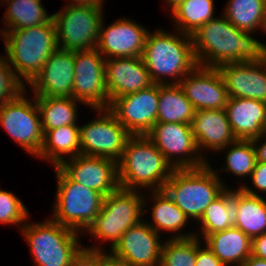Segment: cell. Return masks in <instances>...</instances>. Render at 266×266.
Listing matches in <instances>:
<instances>
[{
  "label": "cell",
  "mask_w": 266,
  "mask_h": 266,
  "mask_svg": "<svg viewBox=\"0 0 266 266\" xmlns=\"http://www.w3.org/2000/svg\"><path fill=\"white\" fill-rule=\"evenodd\" d=\"M222 17V18H221ZM191 34L196 61L200 66L218 68L235 62H260L266 58V44L236 28L224 15Z\"/></svg>",
  "instance_id": "cell-1"
},
{
  "label": "cell",
  "mask_w": 266,
  "mask_h": 266,
  "mask_svg": "<svg viewBox=\"0 0 266 266\" xmlns=\"http://www.w3.org/2000/svg\"><path fill=\"white\" fill-rule=\"evenodd\" d=\"M117 169L120 188L154 191L163 190L175 168L146 135H135L127 140Z\"/></svg>",
  "instance_id": "cell-2"
},
{
  "label": "cell",
  "mask_w": 266,
  "mask_h": 266,
  "mask_svg": "<svg viewBox=\"0 0 266 266\" xmlns=\"http://www.w3.org/2000/svg\"><path fill=\"white\" fill-rule=\"evenodd\" d=\"M142 59L155 84H179L198 65L191 35L179 31L177 35L162 30L149 32Z\"/></svg>",
  "instance_id": "cell-3"
},
{
  "label": "cell",
  "mask_w": 266,
  "mask_h": 266,
  "mask_svg": "<svg viewBox=\"0 0 266 266\" xmlns=\"http://www.w3.org/2000/svg\"><path fill=\"white\" fill-rule=\"evenodd\" d=\"M0 34L6 45L5 58L23 85L21 78L30 84L59 48L53 19L39 26L8 30Z\"/></svg>",
  "instance_id": "cell-4"
},
{
  "label": "cell",
  "mask_w": 266,
  "mask_h": 266,
  "mask_svg": "<svg viewBox=\"0 0 266 266\" xmlns=\"http://www.w3.org/2000/svg\"><path fill=\"white\" fill-rule=\"evenodd\" d=\"M209 163L197 168L174 169L163 190L189 219L200 220L205 209L225 190Z\"/></svg>",
  "instance_id": "cell-5"
},
{
  "label": "cell",
  "mask_w": 266,
  "mask_h": 266,
  "mask_svg": "<svg viewBox=\"0 0 266 266\" xmlns=\"http://www.w3.org/2000/svg\"><path fill=\"white\" fill-rule=\"evenodd\" d=\"M20 227L37 266H69L83 247L78 241L80 232L51 218L44 223H25Z\"/></svg>",
  "instance_id": "cell-6"
},
{
  "label": "cell",
  "mask_w": 266,
  "mask_h": 266,
  "mask_svg": "<svg viewBox=\"0 0 266 266\" xmlns=\"http://www.w3.org/2000/svg\"><path fill=\"white\" fill-rule=\"evenodd\" d=\"M139 193L138 190L119 187L104 197L99 214L84 231L100 240L110 241V247L113 248L128 228L142 221V211L147 199Z\"/></svg>",
  "instance_id": "cell-7"
},
{
  "label": "cell",
  "mask_w": 266,
  "mask_h": 266,
  "mask_svg": "<svg viewBox=\"0 0 266 266\" xmlns=\"http://www.w3.org/2000/svg\"><path fill=\"white\" fill-rule=\"evenodd\" d=\"M54 168L58 180L54 214L51 219L82 233L99 214L104 196L72 181L58 166Z\"/></svg>",
  "instance_id": "cell-8"
},
{
  "label": "cell",
  "mask_w": 266,
  "mask_h": 266,
  "mask_svg": "<svg viewBox=\"0 0 266 266\" xmlns=\"http://www.w3.org/2000/svg\"><path fill=\"white\" fill-rule=\"evenodd\" d=\"M102 7L66 5L52 14L60 49L83 51L96 49L103 20Z\"/></svg>",
  "instance_id": "cell-9"
},
{
  "label": "cell",
  "mask_w": 266,
  "mask_h": 266,
  "mask_svg": "<svg viewBox=\"0 0 266 266\" xmlns=\"http://www.w3.org/2000/svg\"><path fill=\"white\" fill-rule=\"evenodd\" d=\"M22 91L0 107V125L28 153L38 156L44 141L40 112L35 97L30 101Z\"/></svg>",
  "instance_id": "cell-10"
},
{
  "label": "cell",
  "mask_w": 266,
  "mask_h": 266,
  "mask_svg": "<svg viewBox=\"0 0 266 266\" xmlns=\"http://www.w3.org/2000/svg\"><path fill=\"white\" fill-rule=\"evenodd\" d=\"M106 59L97 49L74 51L72 98L97 109L110 106L105 74Z\"/></svg>",
  "instance_id": "cell-11"
},
{
  "label": "cell",
  "mask_w": 266,
  "mask_h": 266,
  "mask_svg": "<svg viewBox=\"0 0 266 266\" xmlns=\"http://www.w3.org/2000/svg\"><path fill=\"white\" fill-rule=\"evenodd\" d=\"M99 118L80 125L81 154L110 158L118 162L132 136L109 109H97ZM102 113V114H101Z\"/></svg>",
  "instance_id": "cell-12"
},
{
  "label": "cell",
  "mask_w": 266,
  "mask_h": 266,
  "mask_svg": "<svg viewBox=\"0 0 266 266\" xmlns=\"http://www.w3.org/2000/svg\"><path fill=\"white\" fill-rule=\"evenodd\" d=\"M146 136L175 169L197 168L208 163L197 148L190 124L156 122ZM174 155L180 158L175 160Z\"/></svg>",
  "instance_id": "cell-13"
},
{
  "label": "cell",
  "mask_w": 266,
  "mask_h": 266,
  "mask_svg": "<svg viewBox=\"0 0 266 266\" xmlns=\"http://www.w3.org/2000/svg\"><path fill=\"white\" fill-rule=\"evenodd\" d=\"M159 84L115 98L109 110L132 135H146L157 122Z\"/></svg>",
  "instance_id": "cell-14"
},
{
  "label": "cell",
  "mask_w": 266,
  "mask_h": 266,
  "mask_svg": "<svg viewBox=\"0 0 266 266\" xmlns=\"http://www.w3.org/2000/svg\"><path fill=\"white\" fill-rule=\"evenodd\" d=\"M146 220L128 228L120 240L111 248V256L128 266H160V235Z\"/></svg>",
  "instance_id": "cell-15"
},
{
  "label": "cell",
  "mask_w": 266,
  "mask_h": 266,
  "mask_svg": "<svg viewBox=\"0 0 266 266\" xmlns=\"http://www.w3.org/2000/svg\"><path fill=\"white\" fill-rule=\"evenodd\" d=\"M58 167L74 182L98 191L104 197L115 192L118 182L117 162L110 158L79 154Z\"/></svg>",
  "instance_id": "cell-16"
},
{
  "label": "cell",
  "mask_w": 266,
  "mask_h": 266,
  "mask_svg": "<svg viewBox=\"0 0 266 266\" xmlns=\"http://www.w3.org/2000/svg\"><path fill=\"white\" fill-rule=\"evenodd\" d=\"M179 85L195 111L226 108L229 96L217 68L197 65Z\"/></svg>",
  "instance_id": "cell-17"
},
{
  "label": "cell",
  "mask_w": 266,
  "mask_h": 266,
  "mask_svg": "<svg viewBox=\"0 0 266 266\" xmlns=\"http://www.w3.org/2000/svg\"><path fill=\"white\" fill-rule=\"evenodd\" d=\"M101 22L96 49L104 58L142 57L148 31L131 19H119L103 27Z\"/></svg>",
  "instance_id": "cell-18"
},
{
  "label": "cell",
  "mask_w": 266,
  "mask_h": 266,
  "mask_svg": "<svg viewBox=\"0 0 266 266\" xmlns=\"http://www.w3.org/2000/svg\"><path fill=\"white\" fill-rule=\"evenodd\" d=\"M74 51L58 48L30 83L35 96L72 97Z\"/></svg>",
  "instance_id": "cell-19"
},
{
  "label": "cell",
  "mask_w": 266,
  "mask_h": 266,
  "mask_svg": "<svg viewBox=\"0 0 266 266\" xmlns=\"http://www.w3.org/2000/svg\"><path fill=\"white\" fill-rule=\"evenodd\" d=\"M229 97L266 102V58L260 62H235L218 68Z\"/></svg>",
  "instance_id": "cell-20"
},
{
  "label": "cell",
  "mask_w": 266,
  "mask_h": 266,
  "mask_svg": "<svg viewBox=\"0 0 266 266\" xmlns=\"http://www.w3.org/2000/svg\"><path fill=\"white\" fill-rule=\"evenodd\" d=\"M109 102L153 85L142 57H121L105 61Z\"/></svg>",
  "instance_id": "cell-21"
},
{
  "label": "cell",
  "mask_w": 266,
  "mask_h": 266,
  "mask_svg": "<svg viewBox=\"0 0 266 266\" xmlns=\"http://www.w3.org/2000/svg\"><path fill=\"white\" fill-rule=\"evenodd\" d=\"M190 127L201 155L205 148L219 152L228 149L237 140L225 109L196 110Z\"/></svg>",
  "instance_id": "cell-22"
},
{
  "label": "cell",
  "mask_w": 266,
  "mask_h": 266,
  "mask_svg": "<svg viewBox=\"0 0 266 266\" xmlns=\"http://www.w3.org/2000/svg\"><path fill=\"white\" fill-rule=\"evenodd\" d=\"M266 102L229 97L226 105L228 121L237 140H252L262 135Z\"/></svg>",
  "instance_id": "cell-23"
},
{
  "label": "cell",
  "mask_w": 266,
  "mask_h": 266,
  "mask_svg": "<svg viewBox=\"0 0 266 266\" xmlns=\"http://www.w3.org/2000/svg\"><path fill=\"white\" fill-rule=\"evenodd\" d=\"M204 242L225 266H242L251 255L252 240L236 227L208 235Z\"/></svg>",
  "instance_id": "cell-24"
},
{
  "label": "cell",
  "mask_w": 266,
  "mask_h": 266,
  "mask_svg": "<svg viewBox=\"0 0 266 266\" xmlns=\"http://www.w3.org/2000/svg\"><path fill=\"white\" fill-rule=\"evenodd\" d=\"M238 188V214L234 227L252 240L266 232V200L246 184Z\"/></svg>",
  "instance_id": "cell-25"
},
{
  "label": "cell",
  "mask_w": 266,
  "mask_h": 266,
  "mask_svg": "<svg viewBox=\"0 0 266 266\" xmlns=\"http://www.w3.org/2000/svg\"><path fill=\"white\" fill-rule=\"evenodd\" d=\"M43 133V146L37 157L50 160L49 162L53 163L54 167L66 160L65 157H62L63 154L70 158L81 154L80 127L78 125H64L52 130H43Z\"/></svg>",
  "instance_id": "cell-26"
},
{
  "label": "cell",
  "mask_w": 266,
  "mask_h": 266,
  "mask_svg": "<svg viewBox=\"0 0 266 266\" xmlns=\"http://www.w3.org/2000/svg\"><path fill=\"white\" fill-rule=\"evenodd\" d=\"M239 189L226 190L205 209L199 222L202 237L234 227L238 214Z\"/></svg>",
  "instance_id": "cell-27"
},
{
  "label": "cell",
  "mask_w": 266,
  "mask_h": 266,
  "mask_svg": "<svg viewBox=\"0 0 266 266\" xmlns=\"http://www.w3.org/2000/svg\"><path fill=\"white\" fill-rule=\"evenodd\" d=\"M195 110L179 84H159L157 122L190 124Z\"/></svg>",
  "instance_id": "cell-28"
},
{
  "label": "cell",
  "mask_w": 266,
  "mask_h": 266,
  "mask_svg": "<svg viewBox=\"0 0 266 266\" xmlns=\"http://www.w3.org/2000/svg\"><path fill=\"white\" fill-rule=\"evenodd\" d=\"M38 106L42 130H52L76 124V99L72 97L34 96Z\"/></svg>",
  "instance_id": "cell-29"
},
{
  "label": "cell",
  "mask_w": 266,
  "mask_h": 266,
  "mask_svg": "<svg viewBox=\"0 0 266 266\" xmlns=\"http://www.w3.org/2000/svg\"><path fill=\"white\" fill-rule=\"evenodd\" d=\"M4 19L5 33L8 30L24 29L48 23L52 15L47 14L41 0H11L6 2Z\"/></svg>",
  "instance_id": "cell-30"
},
{
  "label": "cell",
  "mask_w": 266,
  "mask_h": 266,
  "mask_svg": "<svg viewBox=\"0 0 266 266\" xmlns=\"http://www.w3.org/2000/svg\"><path fill=\"white\" fill-rule=\"evenodd\" d=\"M224 16L245 32L263 30L266 19V0H229Z\"/></svg>",
  "instance_id": "cell-31"
},
{
  "label": "cell",
  "mask_w": 266,
  "mask_h": 266,
  "mask_svg": "<svg viewBox=\"0 0 266 266\" xmlns=\"http://www.w3.org/2000/svg\"><path fill=\"white\" fill-rule=\"evenodd\" d=\"M155 202L152 207V221L147 223L154 231L161 235L160 231L178 232L183 229L189 220L183 211L173 202L164 190L151 191Z\"/></svg>",
  "instance_id": "cell-32"
},
{
  "label": "cell",
  "mask_w": 266,
  "mask_h": 266,
  "mask_svg": "<svg viewBox=\"0 0 266 266\" xmlns=\"http://www.w3.org/2000/svg\"><path fill=\"white\" fill-rule=\"evenodd\" d=\"M213 0H184L171 12L177 31L191 35L206 22L214 19Z\"/></svg>",
  "instance_id": "cell-33"
},
{
  "label": "cell",
  "mask_w": 266,
  "mask_h": 266,
  "mask_svg": "<svg viewBox=\"0 0 266 266\" xmlns=\"http://www.w3.org/2000/svg\"><path fill=\"white\" fill-rule=\"evenodd\" d=\"M176 235L162 244L160 266H195L196 233Z\"/></svg>",
  "instance_id": "cell-34"
},
{
  "label": "cell",
  "mask_w": 266,
  "mask_h": 266,
  "mask_svg": "<svg viewBox=\"0 0 266 266\" xmlns=\"http://www.w3.org/2000/svg\"><path fill=\"white\" fill-rule=\"evenodd\" d=\"M230 146L225 157L226 168L223 167L221 171L225 169L238 177H250L257 162L252 141L236 140Z\"/></svg>",
  "instance_id": "cell-35"
},
{
  "label": "cell",
  "mask_w": 266,
  "mask_h": 266,
  "mask_svg": "<svg viewBox=\"0 0 266 266\" xmlns=\"http://www.w3.org/2000/svg\"><path fill=\"white\" fill-rule=\"evenodd\" d=\"M29 212L20 199L13 193L0 189V223L25 224Z\"/></svg>",
  "instance_id": "cell-36"
},
{
  "label": "cell",
  "mask_w": 266,
  "mask_h": 266,
  "mask_svg": "<svg viewBox=\"0 0 266 266\" xmlns=\"http://www.w3.org/2000/svg\"><path fill=\"white\" fill-rule=\"evenodd\" d=\"M15 76L14 70L5 57L0 56V107L9 100L15 99L25 89Z\"/></svg>",
  "instance_id": "cell-37"
},
{
  "label": "cell",
  "mask_w": 266,
  "mask_h": 266,
  "mask_svg": "<svg viewBox=\"0 0 266 266\" xmlns=\"http://www.w3.org/2000/svg\"><path fill=\"white\" fill-rule=\"evenodd\" d=\"M99 247H82L72 258L69 266H102V262L110 255L101 251Z\"/></svg>",
  "instance_id": "cell-38"
},
{
  "label": "cell",
  "mask_w": 266,
  "mask_h": 266,
  "mask_svg": "<svg viewBox=\"0 0 266 266\" xmlns=\"http://www.w3.org/2000/svg\"><path fill=\"white\" fill-rule=\"evenodd\" d=\"M200 236L196 235V261L195 266H225L214 253L206 246L202 248L199 241Z\"/></svg>",
  "instance_id": "cell-39"
},
{
  "label": "cell",
  "mask_w": 266,
  "mask_h": 266,
  "mask_svg": "<svg viewBox=\"0 0 266 266\" xmlns=\"http://www.w3.org/2000/svg\"><path fill=\"white\" fill-rule=\"evenodd\" d=\"M250 178L255 189L266 192V163L257 161Z\"/></svg>",
  "instance_id": "cell-40"
},
{
  "label": "cell",
  "mask_w": 266,
  "mask_h": 266,
  "mask_svg": "<svg viewBox=\"0 0 266 266\" xmlns=\"http://www.w3.org/2000/svg\"><path fill=\"white\" fill-rule=\"evenodd\" d=\"M251 255L266 260V232L252 239Z\"/></svg>",
  "instance_id": "cell-41"
},
{
  "label": "cell",
  "mask_w": 266,
  "mask_h": 266,
  "mask_svg": "<svg viewBox=\"0 0 266 266\" xmlns=\"http://www.w3.org/2000/svg\"><path fill=\"white\" fill-rule=\"evenodd\" d=\"M265 136L266 135H261V136L251 140L253 143L254 149H255L256 160L259 162H262V163H266V141L261 142L262 139L266 138ZM258 142H259V144L261 142V145H258Z\"/></svg>",
  "instance_id": "cell-42"
},
{
  "label": "cell",
  "mask_w": 266,
  "mask_h": 266,
  "mask_svg": "<svg viewBox=\"0 0 266 266\" xmlns=\"http://www.w3.org/2000/svg\"><path fill=\"white\" fill-rule=\"evenodd\" d=\"M72 2L68 3V5H77V6H99L102 7L101 5L103 4L104 0H71ZM74 1V2H73Z\"/></svg>",
  "instance_id": "cell-43"
},
{
  "label": "cell",
  "mask_w": 266,
  "mask_h": 266,
  "mask_svg": "<svg viewBox=\"0 0 266 266\" xmlns=\"http://www.w3.org/2000/svg\"><path fill=\"white\" fill-rule=\"evenodd\" d=\"M242 266H266V260L250 255V257L242 264Z\"/></svg>",
  "instance_id": "cell-44"
},
{
  "label": "cell",
  "mask_w": 266,
  "mask_h": 266,
  "mask_svg": "<svg viewBox=\"0 0 266 266\" xmlns=\"http://www.w3.org/2000/svg\"><path fill=\"white\" fill-rule=\"evenodd\" d=\"M102 266H128L125 262L117 260L109 255L103 262Z\"/></svg>",
  "instance_id": "cell-45"
},
{
  "label": "cell",
  "mask_w": 266,
  "mask_h": 266,
  "mask_svg": "<svg viewBox=\"0 0 266 266\" xmlns=\"http://www.w3.org/2000/svg\"><path fill=\"white\" fill-rule=\"evenodd\" d=\"M182 1H184V0H166L167 4H169V7L168 8L171 7V9H170L171 11L175 7H177Z\"/></svg>",
  "instance_id": "cell-46"
},
{
  "label": "cell",
  "mask_w": 266,
  "mask_h": 266,
  "mask_svg": "<svg viewBox=\"0 0 266 266\" xmlns=\"http://www.w3.org/2000/svg\"><path fill=\"white\" fill-rule=\"evenodd\" d=\"M262 135H266V106L264 110V120L262 124Z\"/></svg>",
  "instance_id": "cell-47"
},
{
  "label": "cell",
  "mask_w": 266,
  "mask_h": 266,
  "mask_svg": "<svg viewBox=\"0 0 266 266\" xmlns=\"http://www.w3.org/2000/svg\"><path fill=\"white\" fill-rule=\"evenodd\" d=\"M263 31H266V19H265V25ZM266 33V32H265Z\"/></svg>",
  "instance_id": "cell-48"
},
{
  "label": "cell",
  "mask_w": 266,
  "mask_h": 266,
  "mask_svg": "<svg viewBox=\"0 0 266 266\" xmlns=\"http://www.w3.org/2000/svg\"><path fill=\"white\" fill-rule=\"evenodd\" d=\"M9 1H11V0H4V1L0 0L1 3H3V2H9Z\"/></svg>",
  "instance_id": "cell-49"
}]
</instances>
